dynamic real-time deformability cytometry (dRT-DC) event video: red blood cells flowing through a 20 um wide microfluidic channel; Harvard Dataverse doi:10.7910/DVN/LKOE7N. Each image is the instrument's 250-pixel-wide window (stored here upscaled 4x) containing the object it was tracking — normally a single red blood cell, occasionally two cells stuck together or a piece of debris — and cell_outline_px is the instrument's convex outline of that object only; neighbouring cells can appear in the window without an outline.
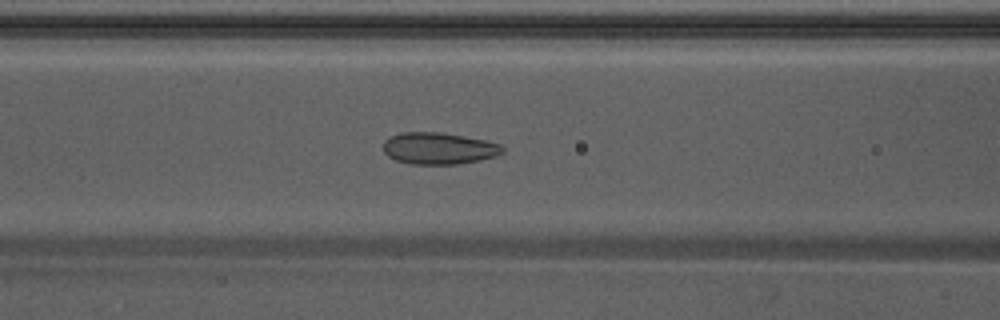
{"species": "Egyptian fruit bat (a non-hibernating species)", "species_latin": "Rousettus aegyptiacus", "temperature_condition": "warm", "stored_images_in_passage": 52, "camera_frame_rate_fps": 3000, "um_per_image_px": 0.085, "animal": {"sex": "male"}, "frame": {"image": 1, "passage_image": 20, "time_ms": 6.333, "image_size_px": [1000, 320], "cell_outline_px": [[504, 152], [496, 156], [480, 160], [456, 164], [412, 164], [396, 160], [388, 156], [384, 152], [384, 140], [400, 132], [440, 132], [484, 140], [500, 144], [504, 148]], "centroid_in_image_um": [37.29, 12.61], "position_along_channel_um": 129.3, "area_um2": 21.96}}
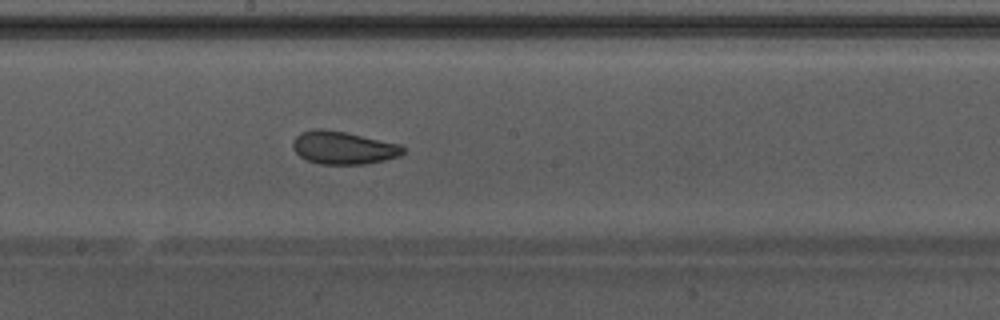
{"frame": {"image": 2, "passage_image": 27, "time_ms": 8.667, "image_size_px": [1000, 320], "cell_outline_px": [[404, 152], [400, 156], [384, 160], [364, 164], [320, 164], [308, 160], [300, 156], [292, 148], [292, 144], [296, 136], [300, 132], [316, 128], [320, 128], [344, 132], [400, 144], [404, 148]], "centroid_in_image_um": [29.16, 12.56], "position_along_channel_um": 219.0, "area_um2": 20.98}}
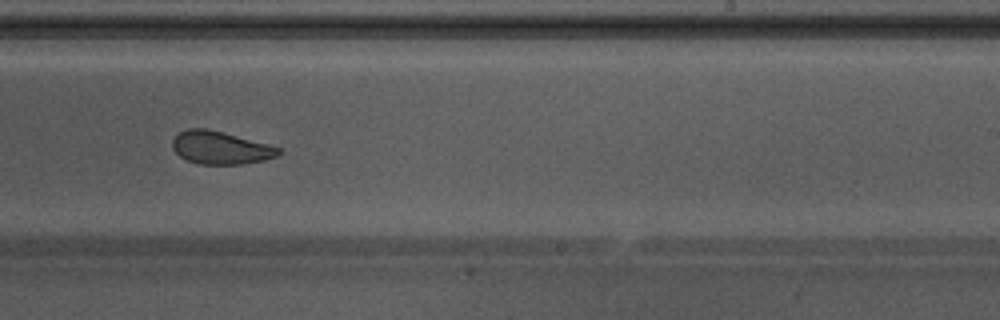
{"frame": {"image": 3, "passage_image": 31, "time_ms": 10.0, "image_size_px": [1000, 320], "cell_outline_px": [[280, 152], [276, 156], [264, 160], [240, 164], [200, 164], [188, 160], [180, 156], [172, 148], [172, 140], [180, 132], [188, 128], [204, 128], [268, 144], [280, 148]], "centroid_in_image_um": [18.71, 12.56], "position_along_channel_um": 270.3, "area_um2": 19.88}, "authors_computed_cell_mechanics": {"area_um2": 22.4553, "velocity_mm_per_s": 3.8485, "shape_relaxation_time_tau1_ms": 5.8715, "shape_relaxation_time_tau2_ms": 1.2629, "deformation_change_tau1": 0.1198, "deformation_change_tau2": 0.0746}}